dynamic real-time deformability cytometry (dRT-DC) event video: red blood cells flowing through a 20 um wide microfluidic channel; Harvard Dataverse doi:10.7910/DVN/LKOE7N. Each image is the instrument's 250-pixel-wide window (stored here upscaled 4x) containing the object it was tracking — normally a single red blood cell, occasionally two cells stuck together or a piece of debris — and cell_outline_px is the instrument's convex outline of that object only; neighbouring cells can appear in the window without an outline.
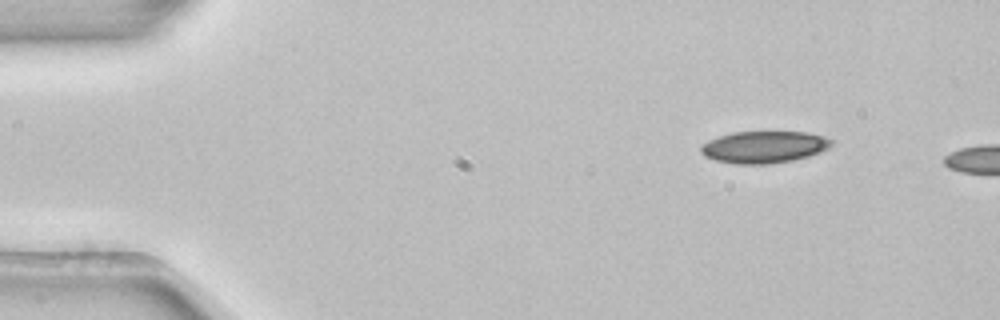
{"species": "common noctule bat (a hibernating species)", "species_latin": "Nyctalus noctula", "temperature_condition": "room temperature", "stored_images_in_passage": 3, "camera_frame_rate_fps": 3000, "um_per_image_px": 0.085, "animal": {"sex": "female", "body_mass_g": 22.7, "forearm_length_mm": 54.2}, "frame": {"image": 1, "passage_image": 1, "time_ms": 0.0, "image_size_px": [1000, 320], "cell_outline_px": [[836, 140], [828, 148], [820, 152], [808, 156], [792, 160], [768, 164], [736, 164], [716, 160], [704, 156], [700, 152], [700, 144], [708, 140], [732, 132], [808, 132], [824, 136]], "centroid_in_image_um": [64.94, 12.49], "position_along_channel_um": 20.1, "area_um2": 24.45}}